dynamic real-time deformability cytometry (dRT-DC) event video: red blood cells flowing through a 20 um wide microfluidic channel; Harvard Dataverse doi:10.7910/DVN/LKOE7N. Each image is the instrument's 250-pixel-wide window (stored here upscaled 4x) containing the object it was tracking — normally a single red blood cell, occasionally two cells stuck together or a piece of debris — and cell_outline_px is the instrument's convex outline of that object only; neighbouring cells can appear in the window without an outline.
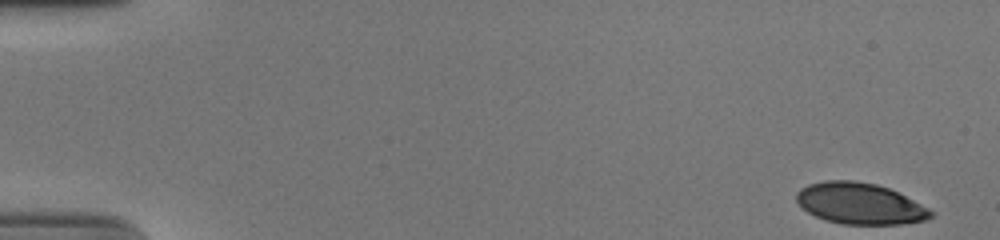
{"species": "human", "species_latin": "Homo sapiens", "temperature_condition": "cold", "stored_images_in_passage": 52, "camera_frame_rate_fps": 3000, "um_per_image_px": 0.085, "donor": {"sex": "male"}, "frame": {"image": 1, "passage_image": 1, "time_ms": 0.0, "image_size_px": [1000, 240], "cell_outline_px": [[936, 212], [932, 216], [924, 220], [900, 224], [840, 224], [824, 220], [808, 212], [796, 200], [796, 192], [800, 188], [808, 184], [824, 180], [852, 180], [876, 184], [888, 188]], "centroid_in_image_um": [73.05, 17.3], "position_along_channel_um": 11.9, "area_um2": 32.14}}
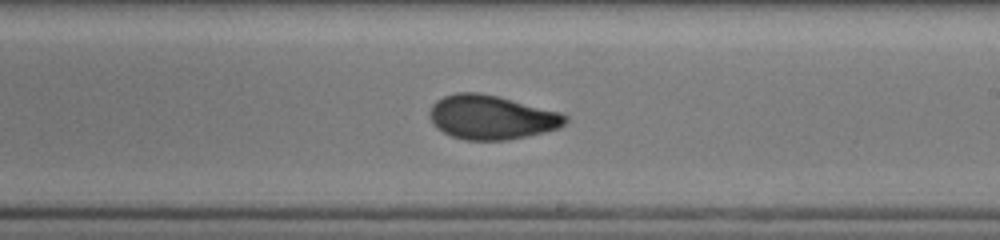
{"frame": {"image": 2, "passage_image": 31, "time_ms": 10.0, "image_size_px": [1000, 240], "cell_outline_px": [[568, 120], [560, 128], [544, 132], [508, 140], [464, 140], [452, 136], [436, 128], [428, 116], [428, 112], [432, 104], [436, 100], [444, 96], [456, 92], [476, 92], [496, 96], [560, 112], [568, 116]], "centroid_in_image_um": [41.74, 9.97], "position_along_channel_um": 247.3, "area_um2": 34.91}}
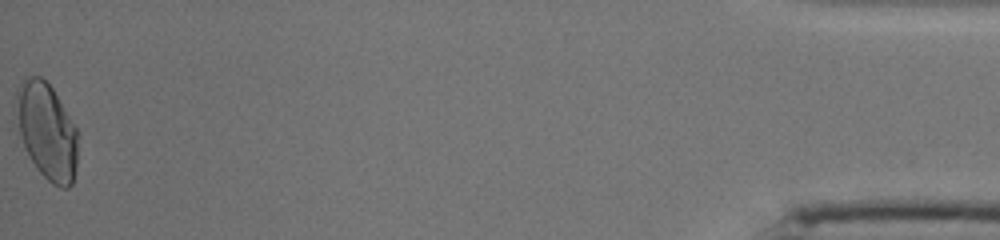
{"frame": {"image": 3, "passage_image": 52, "time_ms": 17.0, "image_size_px": [1000, 240], "cell_outline_px": [[76, 168], [72, 184], [68, 188], [60, 188], [52, 184], [40, 172], [24, 148], [20, 136], [16, 96], [16, 88], [20, 80], [24, 76], [40, 76], [52, 88], [76, 128]], "centroid_in_image_um": [3.96, 11.13], "position_along_channel_um": 431.2, "area_um2": 34.16}, "authors_computed_cell_mechanics": {"area_um2": 33.9864, "velocity_mm_per_s": 3.9166, "shape_relaxation_time_tau1_ms": 8.0734, "shape_relaxation_time_tau2_ms": 1.0949, "deformation_change_tau1": 0.2156, "deformation_change_tau2": 0.0576}}